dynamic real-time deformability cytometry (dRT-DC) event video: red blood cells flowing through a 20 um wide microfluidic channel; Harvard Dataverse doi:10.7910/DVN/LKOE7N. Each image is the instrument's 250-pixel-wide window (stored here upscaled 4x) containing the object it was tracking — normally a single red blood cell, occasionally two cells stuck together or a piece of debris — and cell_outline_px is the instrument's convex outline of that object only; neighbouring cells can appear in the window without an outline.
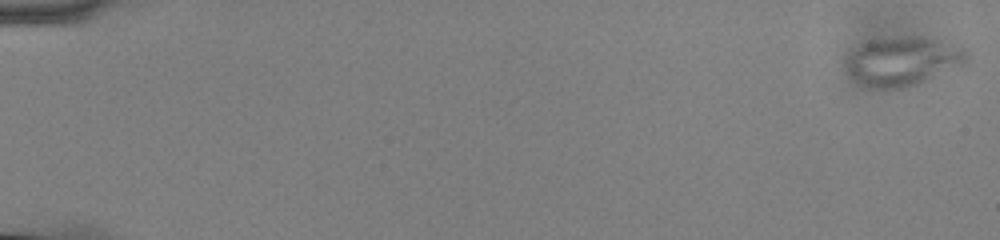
{"species": "common noctule bat (a hibernating species)", "species_latin": "Nyctalus noctula", "temperature_condition": "cold", "stored_images_in_passage": 56, "camera_frame_rate_fps": 3000, "um_per_image_px": 0.085, "animal": {"sex": "male", "body_mass_g": 13.0, "forearm_length_mm": 53.1}, "frame": {"image": 1, "passage_image": 1, "time_ms": 0.0, "image_size_px": [1000, 240], "cell_outline_px": [[968, 60], [964, 64], [912, 84], [900, 88], [876, 88], [852, 80], [844, 72], [844, 60], [860, 44], [868, 40], [892, 36], [920, 36], [964, 48], [968, 52]], "centroid_in_image_um": [76.63, 5.17], "position_along_channel_um": 8.4, "area_um2": 34.16}}
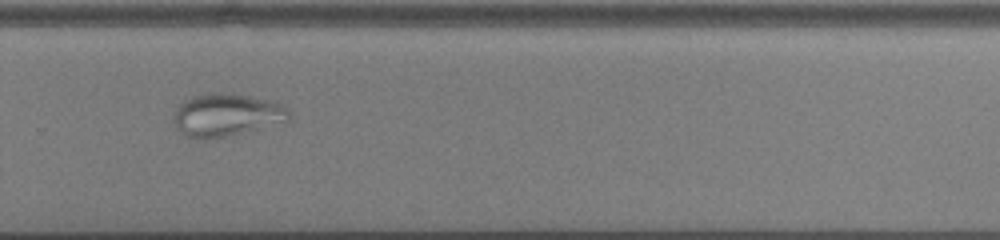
{"frame": {"image": 2, "passage_image": 40, "time_ms": 13.0, "image_size_px": [1000, 240], "cell_outline_px": [[292, 112], [288, 124], [224, 136], [188, 136], [176, 128], [172, 116], [176, 108], [184, 100], [192, 96], [208, 92], [228, 92], [252, 96], [268, 100], [280, 104], [288, 108]], "centroid_in_image_um": [19.35, 9.73], "position_along_channel_um": 310.4, "area_um2": 29.02}}
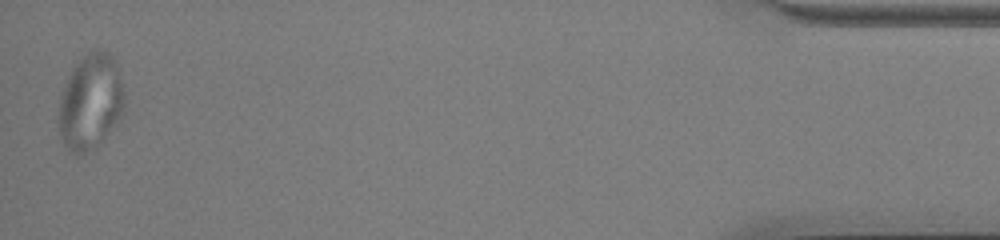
{"frame": {"image": 3, "passage_image": 56, "time_ms": 18.333, "image_size_px": [1000, 240], "cell_outline_px": [[124, 112], [116, 124], [104, 140], [96, 148], [80, 156], [76, 156], [64, 144], [60, 136], [60, 96], [72, 68], [88, 52], [108, 52], [116, 60], [124, 88]], "centroid_in_image_um": [7.73, 8.71], "position_along_channel_um": 427.5, "area_um2": 36.65}}